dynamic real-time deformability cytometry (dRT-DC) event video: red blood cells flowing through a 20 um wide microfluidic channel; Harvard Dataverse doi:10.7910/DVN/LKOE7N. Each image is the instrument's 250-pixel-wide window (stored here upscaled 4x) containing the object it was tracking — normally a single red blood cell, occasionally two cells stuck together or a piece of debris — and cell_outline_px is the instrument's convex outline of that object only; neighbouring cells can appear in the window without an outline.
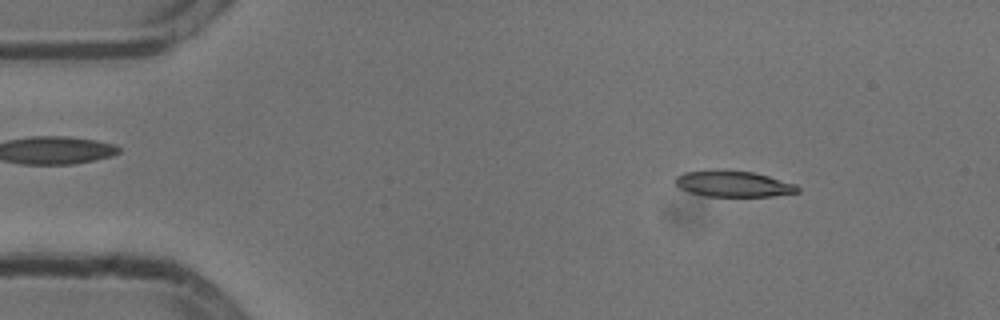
{"species": "common noctule bat (a hibernating species)", "species_latin": "Nyctalus noctula", "temperature_condition": "cold", "stored_images_in_passage": 48, "camera_frame_rate_fps": 3000, "um_per_image_px": 0.085, "animal": {"sex": "male", "body_mass_g": 13.3}, "frame": {"image": 1, "passage_image": 2, "time_ms": 0.333, "image_size_px": [1000, 320], "cell_outline_px": [[800, 192], [772, 196], [704, 196], [680, 188], [676, 184], [676, 176], [684, 172], [716, 168], [752, 172], [768, 176], [796, 184], [800, 188]], "centroid_in_image_um": [62.33, 15.6], "position_along_channel_um": 22.7, "area_um2": 18.73}}
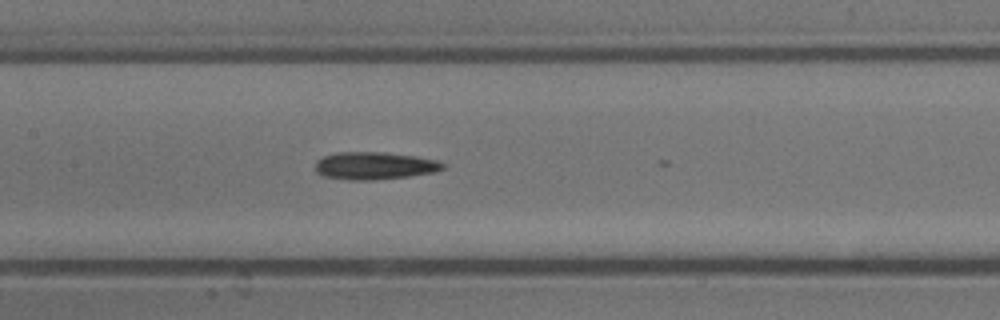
{"frame": {"image": 2, "passage_image": 20, "time_ms": 6.333, "image_size_px": [1000, 320], "cell_outline_px": [[444, 168], [432, 172], [408, 176], [376, 180], [352, 180], [324, 176], [316, 172], [316, 160], [324, 156], [336, 152], [384, 152], [416, 156], [436, 160], [444, 164]], "centroid_in_image_um": [31.8, 14.08], "position_along_channel_um": 175.6, "area_um2": 20.35}}
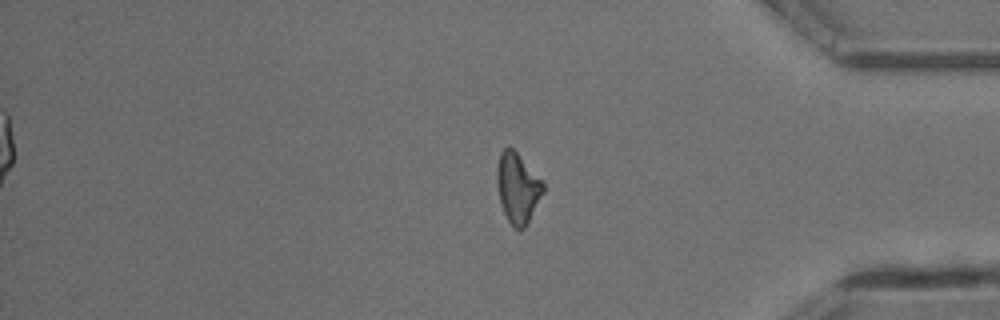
{"frame": {"image": 3, "passage_image": 39, "time_ms": 12.667, "image_size_px": [1000, 320], "cell_outline_px": [[544, 192], [528, 224], [524, 228], [512, 228], [504, 212], [500, 200], [496, 184], [496, 168], [500, 152], [504, 148], [512, 148], [516, 152], [544, 184]], "centroid_in_image_um": [43.98, 16.0], "position_along_channel_um": 391.2, "area_um2": 18.73}, "authors_computed_cell_mechanics": {"area_um2": 19.2185, "velocity_mm_per_s": 3.7981, "shape_relaxation_time_tau1_ms": 9.3469, "shape_relaxation_time_tau2_ms": 7.3516, "deformation_change_tau1": 0.2075, "deformation_change_tau2": 0.2086}}